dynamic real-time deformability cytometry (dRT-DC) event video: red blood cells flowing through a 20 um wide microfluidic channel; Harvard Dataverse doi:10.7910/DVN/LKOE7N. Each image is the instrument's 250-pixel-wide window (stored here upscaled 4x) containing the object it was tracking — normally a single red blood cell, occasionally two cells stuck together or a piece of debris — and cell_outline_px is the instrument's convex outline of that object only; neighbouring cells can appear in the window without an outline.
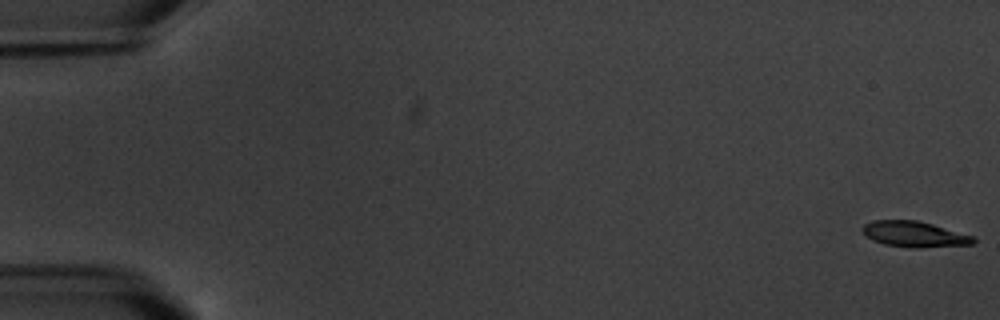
{"species": "common noctule bat (a hibernating species)", "species_latin": "Nyctalus noctula", "temperature_condition": "warm", "stored_images_in_passage": 6, "camera_frame_rate_fps": 3000, "um_per_image_px": 0.085, "animal": {"sex": "male", "body_mass_g": 20.1, "forearm_length_mm": 53.5}, "frame": {"image": 1, "passage_image": 1, "time_ms": 0.0, "image_size_px": [1000, 320], "cell_outline_px": [[976, 240], [972, 244], [920, 248], [912, 248], [884, 244], [872, 240], [860, 228], [864, 224], [872, 220], [916, 220], [932, 224], [972, 236]], "centroid_in_image_um": [77.68, 19.91], "position_along_channel_um": 7.3, "area_um2": 16.47}}
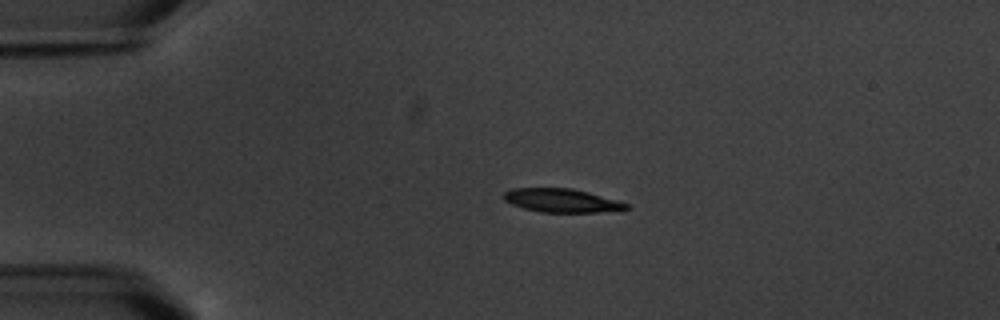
{"frame": {"image": 2, "passage_image": 4, "time_ms": 4.333, "image_size_px": [1000, 320], "cell_outline_px": [[632, 208], [596, 212], [540, 212], [524, 208], [512, 204], [504, 200], [504, 192], [512, 188], [572, 188], [588, 192], [616, 200], [628, 204]], "centroid_in_image_um": [47.72, 17.04], "position_along_channel_um": 37.3, "area_um2": 16.65}}
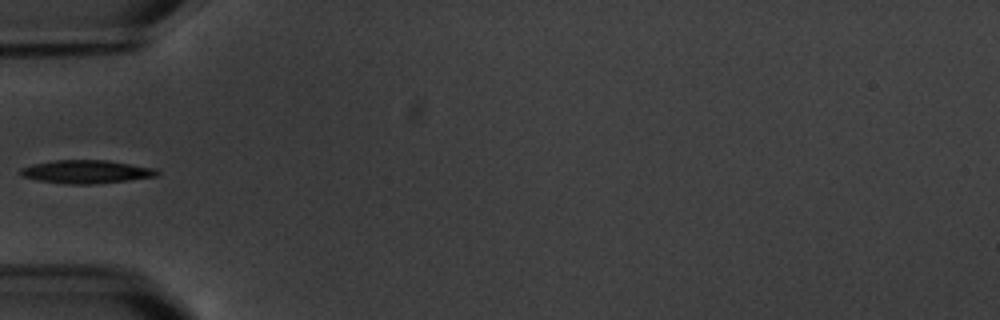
{"frame": {"image": 3, "passage_image": 6, "time_ms": 6.667, "image_size_px": [1000, 320], "cell_outline_px": [[160, 172], [156, 176], [128, 180], [96, 184], [68, 184], [36, 180], [20, 176], [16, 172], [20, 168], [32, 164], [56, 160], [108, 160], [156, 168]], "centroid_in_image_um": [7.29, 14.59], "position_along_channel_um": 77.7, "area_um2": 18.73}}